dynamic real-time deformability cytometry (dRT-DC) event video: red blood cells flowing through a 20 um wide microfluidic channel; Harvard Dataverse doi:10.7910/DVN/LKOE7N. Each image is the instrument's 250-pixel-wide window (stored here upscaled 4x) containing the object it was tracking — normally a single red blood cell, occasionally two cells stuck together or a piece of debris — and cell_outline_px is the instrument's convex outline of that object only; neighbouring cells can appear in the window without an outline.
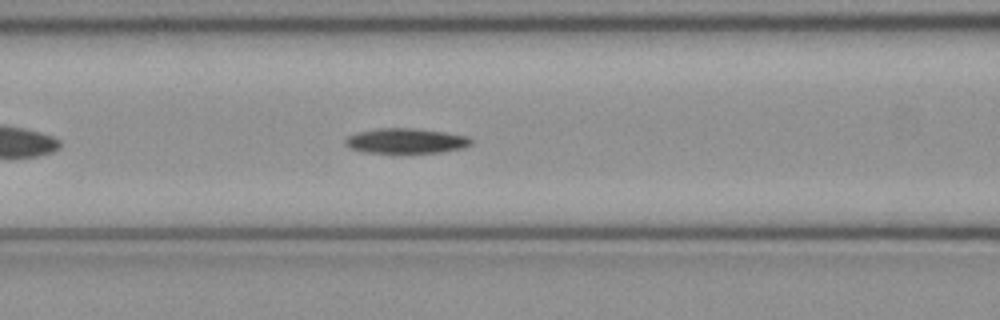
{"species": "common noctule bat (a hibernating species)", "species_latin": "Nyctalus noctula", "temperature_condition": "cold", "stored_images_in_passage": 36, "camera_frame_rate_fps": 3000, "um_per_image_px": 0.085, "animal": {"sex": "female", "body_mass_g": 21.9}, "frame": {"image": 1, "passage_image": 10, "time_ms": 3.0, "image_size_px": [1000, 320], "cell_outline_px": [[472, 144], [464, 148], [440, 152], [364, 152], [348, 148], [344, 144], [344, 140], [348, 136], [356, 132], [376, 128], [412, 128], [444, 132], [468, 136], [472, 140]], "centroid_in_image_um": [34.47, 11.96], "position_along_channel_um": 132.1, "area_um2": 18.38}}
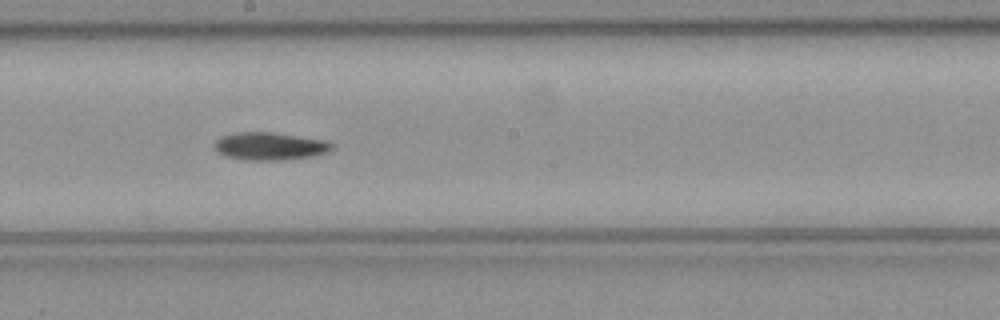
{"frame": {"image": 2, "passage_image": 17, "time_ms": 5.333, "image_size_px": [1000, 320], "cell_outline_px": [[332, 148], [328, 152], [316, 156], [284, 160], [248, 160], [224, 156], [216, 148], [216, 140], [224, 136], [236, 132], [272, 132], [328, 140], [332, 144]], "centroid_in_image_um": [23.01, 12.43], "position_along_channel_um": 225.2, "area_um2": 18.96}}
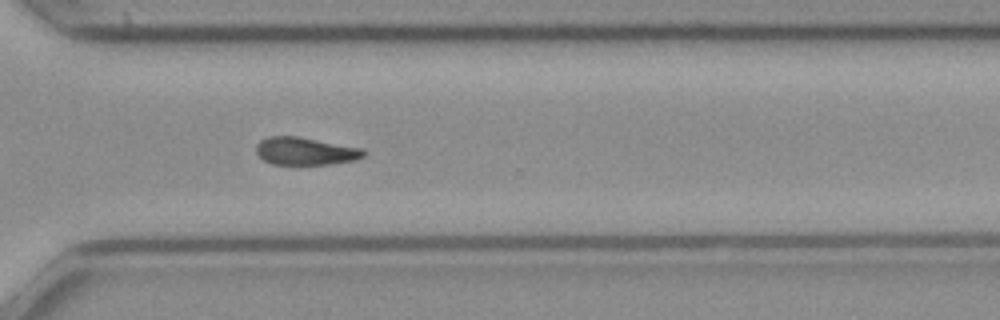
{"frame": {"image": 3, "passage_image": 26, "time_ms": 8.333, "image_size_px": [1000, 320], "cell_outline_px": [[368, 152], [364, 156], [356, 160], [328, 164], [272, 164], [264, 160], [256, 152], [256, 144], [260, 140], [268, 136], [296, 136], [364, 148]], "centroid_in_image_um": [25.98, 12.84], "position_along_channel_um": 344.6, "area_um2": 17.4}, "authors_computed_cell_mechanics": {"area_um2": 18.5538, "velocity_mm_per_s": 3.991, "shape_relaxation_time_tau1_ms": 5.2415, "shape_relaxation_time_tau2_ms": null, "deformation_change_tau1": 0.1319, "deformation_change_tau2": null}}